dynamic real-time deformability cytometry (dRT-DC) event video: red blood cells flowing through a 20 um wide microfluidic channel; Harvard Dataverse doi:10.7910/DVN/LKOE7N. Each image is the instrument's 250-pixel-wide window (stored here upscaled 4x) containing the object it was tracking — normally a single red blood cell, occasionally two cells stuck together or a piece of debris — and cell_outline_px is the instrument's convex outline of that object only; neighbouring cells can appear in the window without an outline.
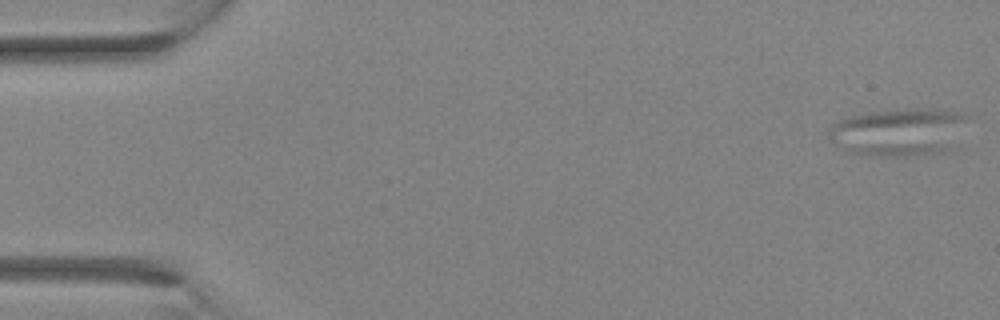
{"species": "Egyptian fruit bat (a non-hibernating species)", "species_latin": "Rousettus aegyptiacus", "temperature_condition": "room temperature", "stored_images_in_passage": 33, "camera_frame_rate_fps": 3000, "um_per_image_px": 0.085, "animal": {"sex": "female"}, "frame": {"image": 1, "passage_image": 1, "time_ms": 0.0, "image_size_px": [1000, 320], "cell_outline_px": [[968, 116], [948, 152], [908, 156], [864, 156], [848, 152], [832, 140], [828, 136], [828, 128], [832, 124], [840, 120], [852, 116], [868, 112], [908, 108], [932, 108], [964, 112]], "centroid_in_image_um": [76.38, 11.22], "position_along_channel_um": 8.6, "area_um2": 38.78}}
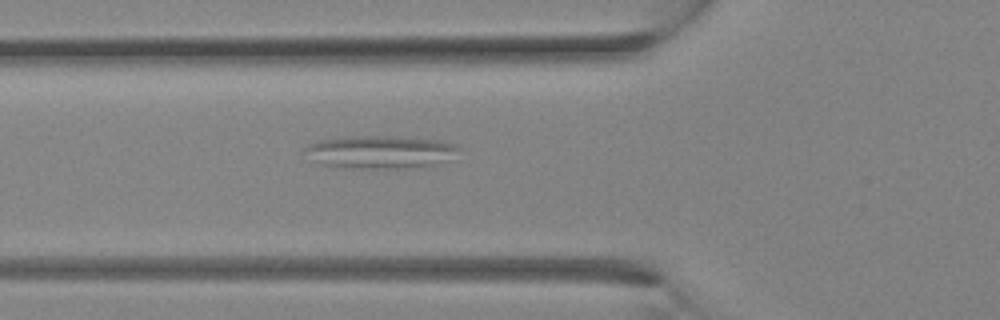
{"frame": {"image": 2, "passage_image": 12, "time_ms": 3.667, "image_size_px": [1000, 320], "cell_outline_px": [[460, 148], [432, 164], [396, 168], [352, 168], [320, 164], [304, 148], [320, 140], [348, 136], [388, 136], [436, 140], [456, 144]], "centroid_in_image_um": [32.24, 12.9], "position_along_channel_um": 93.6, "area_um2": 28.09}}
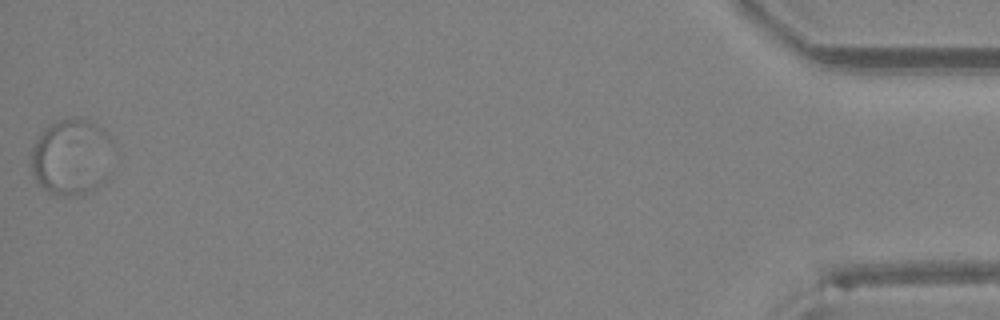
{"frame": {"image": 3, "passage_image": 33, "time_ms": 10.667, "image_size_px": [1000, 320], "cell_outline_px": [[112, 144], [108, 180], [92, 192], [80, 196], [60, 196], [48, 192], [36, 180], [28, 164], [32, 148], [40, 132], [48, 124], [60, 120], [76, 116], [88, 120], [96, 124], [112, 140]], "centroid_in_image_um": [6.06, 13.37], "position_along_channel_um": 429.1, "area_um2": 37.45}}